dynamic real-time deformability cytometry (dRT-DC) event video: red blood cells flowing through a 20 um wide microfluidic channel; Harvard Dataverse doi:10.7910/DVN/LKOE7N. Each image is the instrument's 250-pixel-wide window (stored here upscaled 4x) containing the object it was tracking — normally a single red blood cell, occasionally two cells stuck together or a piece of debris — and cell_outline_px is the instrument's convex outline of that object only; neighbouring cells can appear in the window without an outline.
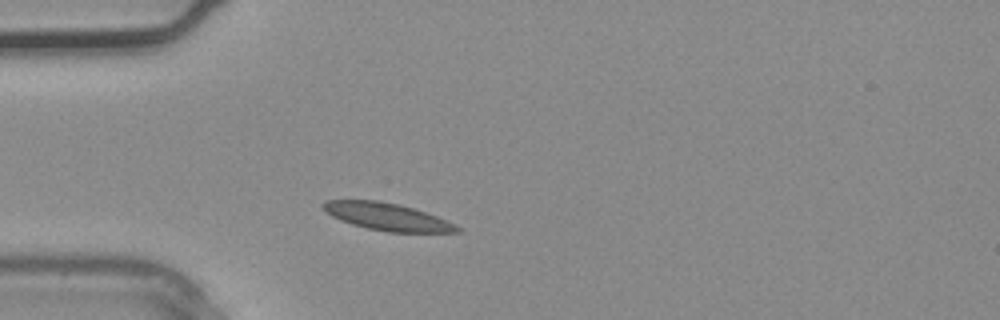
{"species": "common noctule bat (a hibernating species)", "species_latin": "Nyctalus noctula", "temperature_condition": "warm", "stored_images_in_passage": 1, "camera_frame_rate_fps": 3000, "um_per_image_px": 0.085, "animal": {"sex": "male", "body_mass_g": 20.4}, "frame": {"image": 1, "passage_image": 1, "time_ms": 0.0, "image_size_px": [1000, 320], "cell_outline_px": [[460, 232], [388, 232], [368, 228], [352, 224], [340, 220], [332, 216], [320, 204], [328, 200], [376, 200], [400, 204], [448, 220], [460, 228]], "centroid_in_image_um": [32.91, 18.42], "position_along_channel_um": 52.1, "area_um2": 21.1}}